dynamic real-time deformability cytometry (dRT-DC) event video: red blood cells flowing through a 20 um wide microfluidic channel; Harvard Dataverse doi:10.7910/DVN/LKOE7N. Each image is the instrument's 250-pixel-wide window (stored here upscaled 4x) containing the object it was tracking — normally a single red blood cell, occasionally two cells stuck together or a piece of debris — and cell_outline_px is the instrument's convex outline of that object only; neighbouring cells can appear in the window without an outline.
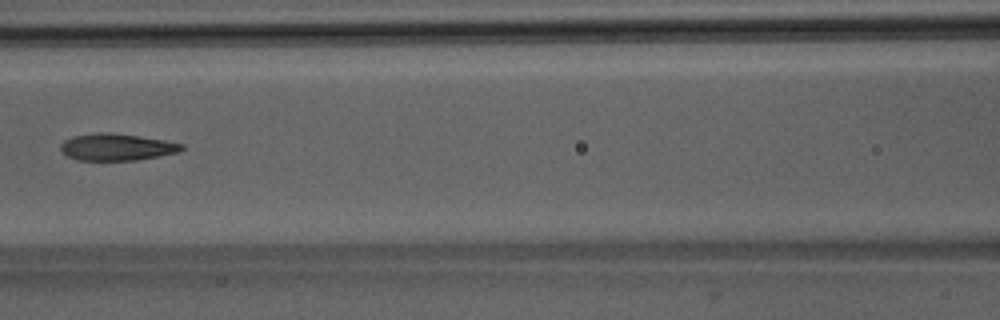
{"species": "Egyptian fruit bat (a non-hibernating species)", "species_latin": "Rousettus aegyptiacus", "temperature_condition": "room temperature", "stored_images_in_passage": 5, "camera_frame_rate_fps": 3000, "um_per_image_px": 0.085, "animal": {"sex": "male"}, "frame": {"image": 1, "passage_image": 5, "time_ms": 4.667, "image_size_px": [1000, 320], "cell_outline_px": [[184, 148], [176, 152], [160, 156], [136, 160], [76, 160], [68, 156], [60, 148], [60, 144], [64, 140], [72, 136], [100, 132], [108, 132], [164, 140], [184, 144]], "centroid_in_image_um": [9.9, 12.5], "position_along_channel_um": 156.7, "area_um2": 18.79}}